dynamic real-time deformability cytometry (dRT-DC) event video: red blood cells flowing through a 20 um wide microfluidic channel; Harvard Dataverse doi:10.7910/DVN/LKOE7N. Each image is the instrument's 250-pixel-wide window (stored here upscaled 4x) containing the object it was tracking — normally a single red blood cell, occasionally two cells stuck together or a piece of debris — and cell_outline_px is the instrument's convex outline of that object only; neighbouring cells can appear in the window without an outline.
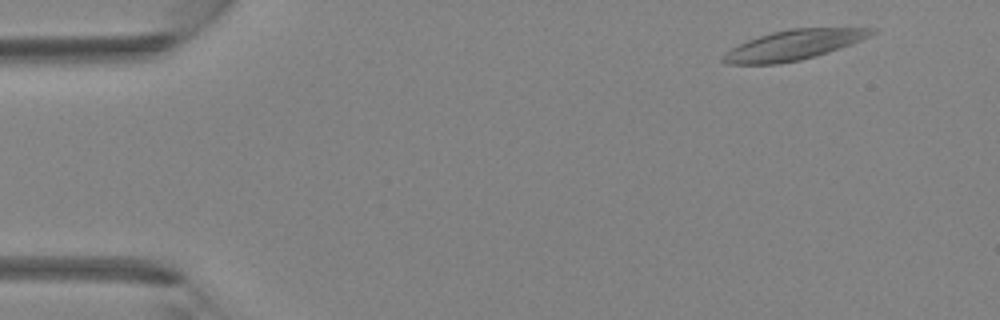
{"species": "Egyptian fruit bat (a non-hibernating species)", "species_latin": "Rousettus aegyptiacus", "temperature_condition": "room temperature", "stored_images_in_passage": 22, "camera_frame_rate_fps": 3000, "um_per_image_px": 0.085, "animal": {"sex": "female"}, "frame": {"image": 1, "passage_image": 3, "time_ms": 0.667, "image_size_px": [1000, 320], "cell_outline_px": [[880, 32], [860, 40], [828, 52], [816, 56], [800, 60], [776, 64], [724, 64], [720, 60], [720, 56], [732, 48], [748, 40], [772, 32], [792, 28], [880, 28]], "centroid_in_image_um": [67.47, 3.82], "position_along_channel_um": 17.5, "area_um2": 25.84}}
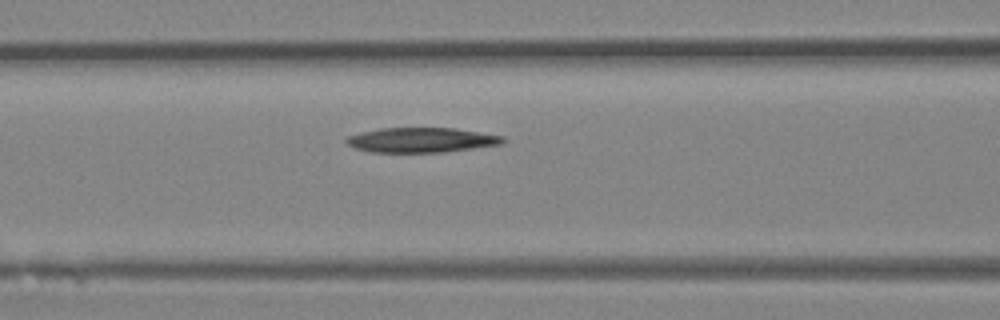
{"frame": {"image": 2, "passage_image": 16, "time_ms": 5.0, "image_size_px": [1000, 320], "cell_outline_px": [[504, 144], [444, 152], [368, 152], [356, 148], [348, 144], [344, 140], [348, 136], [360, 132], [380, 128], [452, 128], [504, 136]], "centroid_in_image_um": [35.8, 11.9], "position_along_channel_um": 130.8, "area_um2": 22.6}}
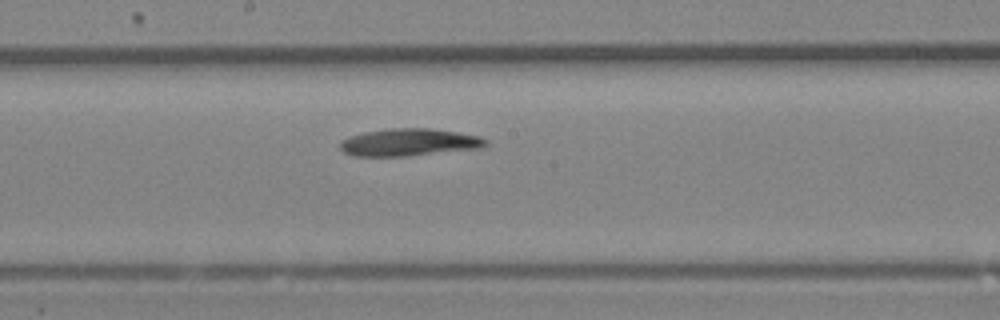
{"frame": {"image": 3, "passage_image": 21, "time_ms": 6.667, "image_size_px": [1000, 320], "cell_outline_px": [[488, 144], [480, 148], [404, 156], [352, 156], [344, 152], [340, 148], [340, 140], [348, 136], [364, 132], [388, 128], [428, 128], [456, 132], [480, 136], [488, 140]], "centroid_in_image_um": [34.73, 12.09], "position_along_channel_um": 213.5, "area_um2": 23.24}}